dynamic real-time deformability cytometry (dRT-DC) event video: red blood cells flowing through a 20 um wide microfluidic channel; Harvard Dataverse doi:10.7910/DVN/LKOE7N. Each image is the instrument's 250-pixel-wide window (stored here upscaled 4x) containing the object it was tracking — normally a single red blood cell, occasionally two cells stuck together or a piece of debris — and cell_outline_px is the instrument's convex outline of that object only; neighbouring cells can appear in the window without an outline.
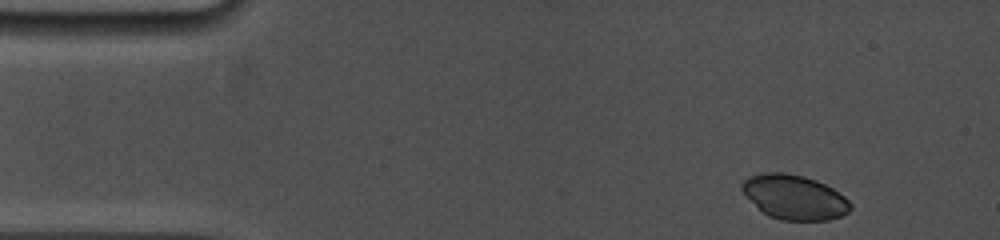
{"species": "common noctule bat (a hibernating species)", "species_latin": "Nyctalus noctula", "temperature_condition": "cold", "stored_images_in_passage": 19, "camera_frame_rate_fps": 5000, "um_per_image_px": 0.085, "animal": {"sex": "female", "body_mass_g": 19.0, "forearm_length_mm": 53.3}, "frame": {"image": 1, "passage_image": 1, "time_ms": 0.0, "image_size_px": [1000, 240], "cell_outline_px": [[852, 208], [848, 212], [840, 216], [828, 220], [780, 220], [768, 216], [740, 188], [740, 184], [748, 176], [764, 172], [784, 172], [804, 176], [816, 180], [832, 188], [844, 196], [852, 204]], "centroid_in_image_um": [67.54, 16.74], "position_along_channel_um": 17.5, "area_um2": 27.98}}
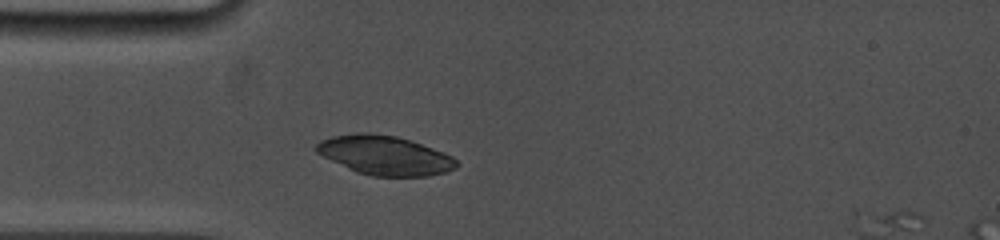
{"frame": {"image": 2, "passage_image": 9, "time_ms": 3.0, "image_size_px": [1000, 240], "cell_outline_px": [[460, 164], [456, 168], [444, 172], [428, 176], [372, 176], [356, 172], [316, 152], [316, 144], [320, 140], [332, 136], [356, 132], [368, 132], [396, 136], [444, 152], [452, 156]], "centroid_in_image_um": [32.71, 13.2], "position_along_channel_um": 52.3, "area_um2": 31.85}}